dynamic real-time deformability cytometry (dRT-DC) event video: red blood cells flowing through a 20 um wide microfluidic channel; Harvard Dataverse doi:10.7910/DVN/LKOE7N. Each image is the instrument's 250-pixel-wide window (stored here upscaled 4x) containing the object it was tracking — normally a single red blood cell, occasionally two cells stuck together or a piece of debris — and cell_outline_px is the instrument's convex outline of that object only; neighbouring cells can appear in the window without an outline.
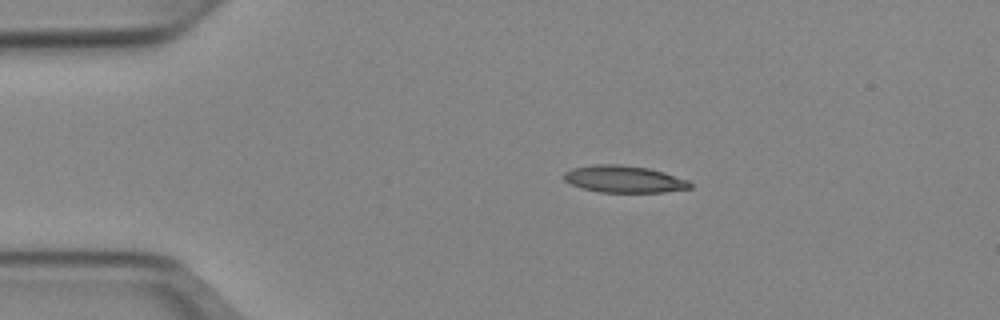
{"species": "Egyptian fruit bat (a non-hibernating species)", "species_latin": "Rousettus aegyptiacus", "temperature_condition": "cold", "stored_images_in_passage": 42, "camera_frame_rate_fps": 3000, "um_per_image_px": 0.085, "animal": {"sex": "female"}, "frame": {"image": 1, "passage_image": 1, "time_ms": 0.0, "image_size_px": [1000, 320], "cell_outline_px": [[692, 188], [664, 192], [600, 192], [584, 188], [572, 184], [564, 180], [564, 172], [572, 168], [596, 164], [620, 164], [648, 168], [664, 172], [688, 180], [692, 184]], "centroid_in_image_um": [53.06, 15.22], "position_along_channel_um": 31.9, "area_um2": 19.77}}
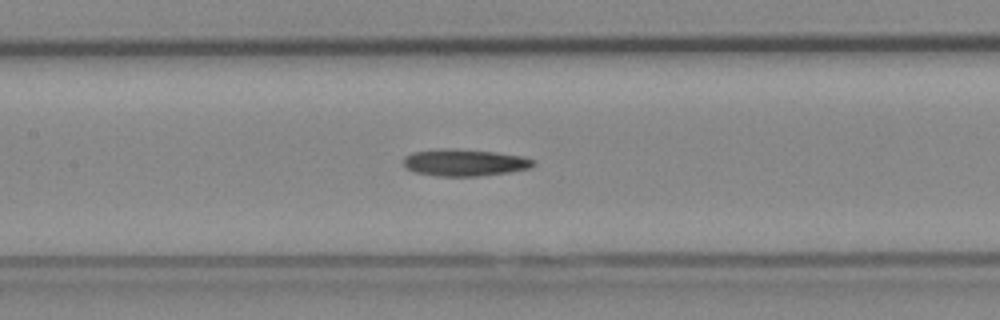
{"frame": {"image": 2, "passage_image": 15, "time_ms": 4.667, "image_size_px": [1000, 320], "cell_outline_px": [[536, 164], [532, 168], [512, 172], [480, 176], [436, 176], [416, 172], [408, 168], [404, 164], [404, 156], [412, 152], [440, 148], [456, 148], [496, 152], [524, 156], [536, 160]], "centroid_in_image_um": [39.56, 13.81], "position_along_channel_um": 167.8, "area_um2": 20.75}}
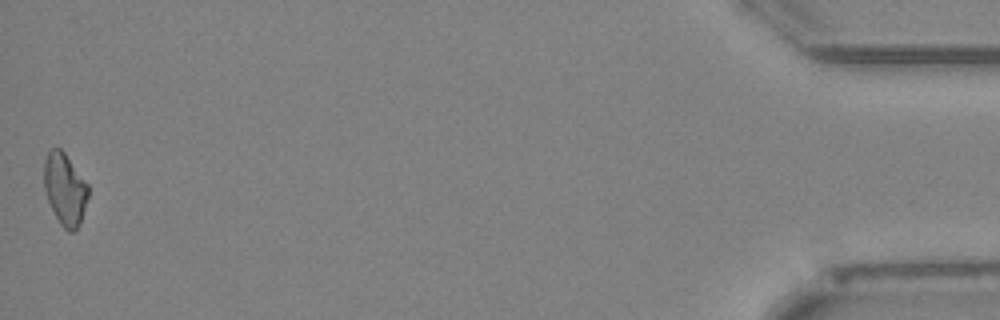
{"frame": {"image": 3, "passage_image": 42, "time_ms": 13.667, "image_size_px": [1000, 320], "cell_outline_px": [[88, 196], [80, 224], [76, 232], [68, 232], [60, 224], [48, 200], [44, 188], [44, 160], [48, 152], [52, 148], [60, 148], [64, 152], [88, 184]], "centroid_in_image_um": [5.52, 16.09], "position_along_channel_um": 429.7, "area_um2": 18.44}}